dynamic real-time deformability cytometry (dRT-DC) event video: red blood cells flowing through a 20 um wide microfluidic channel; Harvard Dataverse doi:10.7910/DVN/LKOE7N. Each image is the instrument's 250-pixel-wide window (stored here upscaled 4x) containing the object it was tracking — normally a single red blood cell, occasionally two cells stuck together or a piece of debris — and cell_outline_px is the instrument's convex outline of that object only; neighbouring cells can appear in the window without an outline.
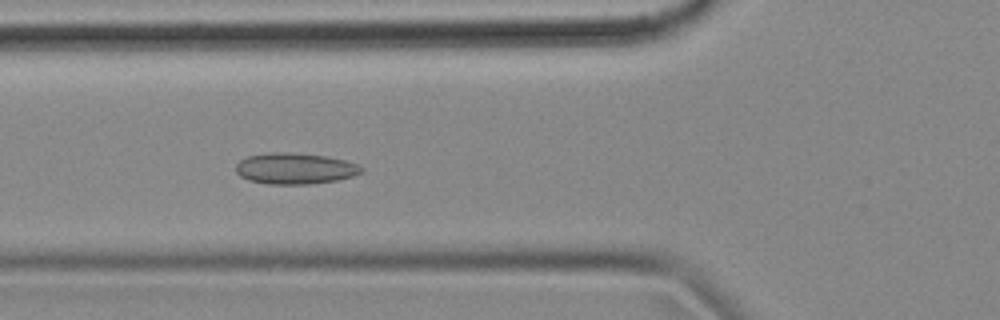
{"species": "common noctule bat (a hibernating species)", "species_latin": "Nyctalus noctula", "temperature_condition": "cold", "stored_images_in_passage": 40, "camera_frame_rate_fps": 3000, "um_per_image_px": 0.085, "animal": {"sex": "female", "body_mass_g": 18.4}, "frame": {"image": 1, "passage_image": 4, "time_ms": 1.0, "image_size_px": [1000, 320], "cell_outline_px": [[364, 172], [352, 176], [336, 180], [308, 184], [268, 184], [248, 180], [240, 176], [236, 172], [236, 164], [240, 160], [248, 156], [268, 152], [292, 152], [324, 156], [344, 160], [356, 164], [364, 168]], "centroid_in_image_um": [25.05, 14.32], "position_along_channel_um": 100.7, "area_um2": 22.77}}
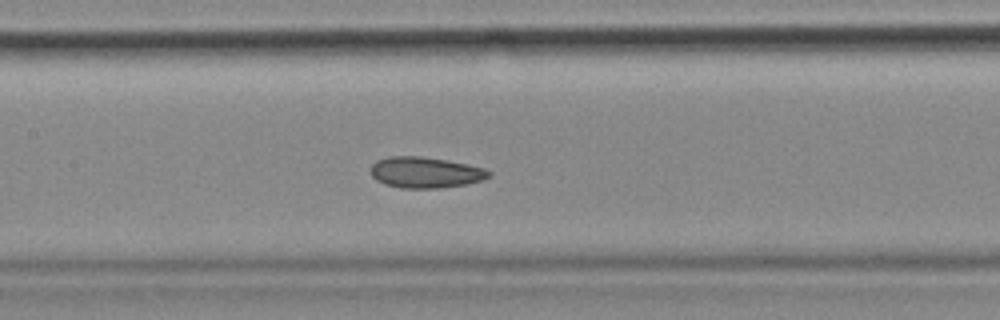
{"frame": {"image": 2, "passage_image": 10, "time_ms": 3.0, "image_size_px": [1000, 320], "cell_outline_px": [[492, 176], [484, 180], [464, 184], [440, 188], [400, 188], [384, 184], [376, 180], [372, 176], [372, 164], [376, 160], [388, 156], [420, 156], [448, 160], [468, 164], [484, 168], [492, 172]], "centroid_in_image_um": [36.18, 14.65], "position_along_channel_um": 171.2, "area_um2": 21.5}}
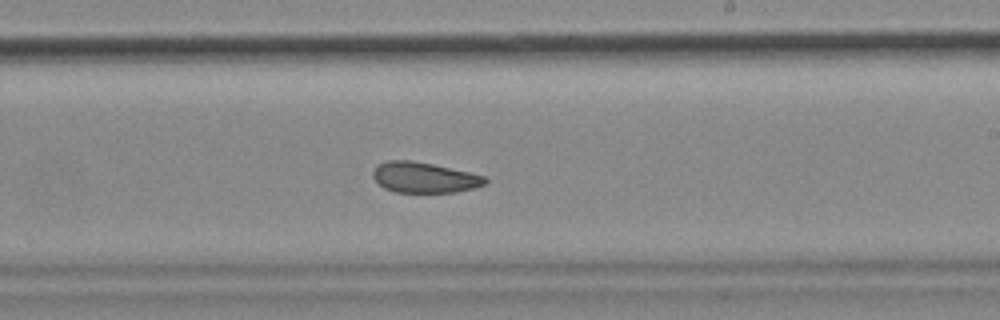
{"frame": {"image": 3, "passage_image": 17, "time_ms": 5.333, "image_size_px": [1000, 320], "cell_outline_px": [[488, 180], [484, 184], [472, 188], [456, 192], [396, 192], [384, 188], [372, 176], [372, 172], [376, 164], [388, 160], [412, 160], [432, 164], [488, 176]], "centroid_in_image_um": [36.05, 15.07], "position_along_channel_um": 252.9, "area_um2": 20.0}, "authors_computed_cell_mechanics": {"area_um2": 21.097, "velocity_mm_per_s": 3.5245, "shape_relaxation_time_tau1_ms": null, "shape_relaxation_time_tau2_ms": 2.5314, "deformation_change_tau1": null, "deformation_change_tau2": 0.0667}}